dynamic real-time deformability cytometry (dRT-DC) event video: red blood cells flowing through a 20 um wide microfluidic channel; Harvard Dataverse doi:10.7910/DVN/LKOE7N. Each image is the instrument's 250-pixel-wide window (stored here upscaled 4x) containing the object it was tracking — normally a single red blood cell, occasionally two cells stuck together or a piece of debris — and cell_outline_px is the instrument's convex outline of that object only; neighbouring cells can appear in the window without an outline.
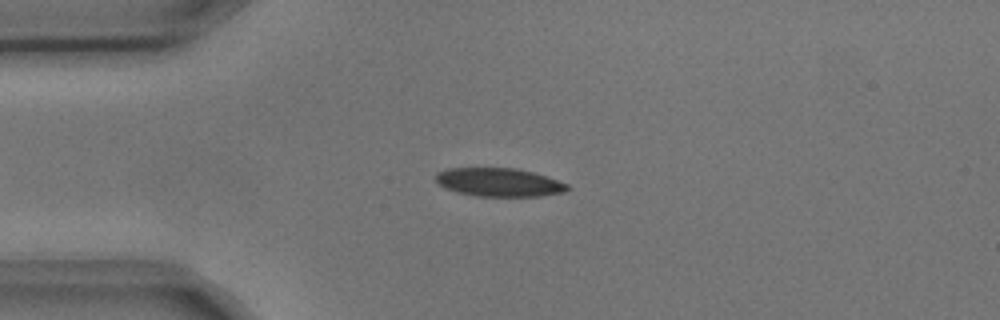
{"species": "common noctule bat (a hibernating species)", "species_latin": "Nyctalus noctula", "temperature_condition": "cold", "stored_images_in_passage": 6, "camera_frame_rate_fps": 3000, "um_per_image_px": 0.085, "animal": {"sex": "male", "body_mass_g": 17.9, "forearm_length_mm": 54.2}, "frame": {"image": 1, "passage_image": 3, "time_ms": 0.667, "image_size_px": [1000, 320], "cell_outline_px": [[572, 188], [564, 192], [540, 196], [476, 196], [456, 192], [440, 184], [436, 180], [436, 172], [448, 168], [516, 168], [548, 176], [568, 184]], "centroid_in_image_um": [42.46, 15.49], "position_along_channel_um": 42.5, "area_um2": 21.85}}
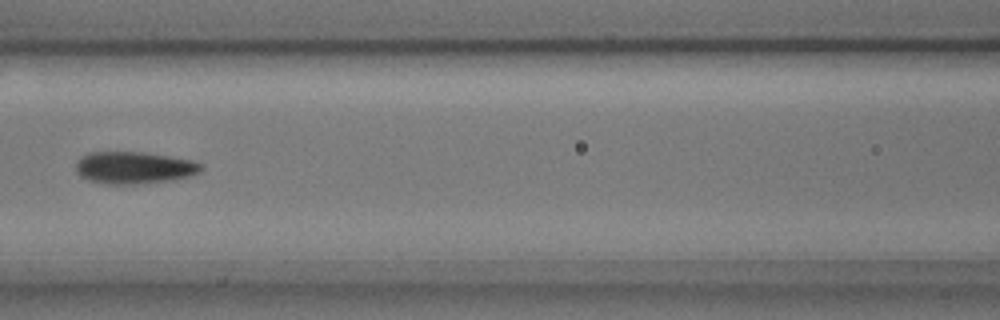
{"frame": {"image": 2, "passage_image": 6, "time_ms": 1.667, "image_size_px": [1000, 320], "cell_outline_px": [[204, 168], [200, 172], [188, 176], [168, 180], [132, 184], [108, 184], [88, 180], [80, 176], [76, 172], [76, 160], [80, 156], [88, 152], [140, 152], [168, 156], [192, 160], [204, 164]], "centroid_in_image_um": [11.36, 14.24], "position_along_channel_um": 155.2, "area_um2": 23.41}}